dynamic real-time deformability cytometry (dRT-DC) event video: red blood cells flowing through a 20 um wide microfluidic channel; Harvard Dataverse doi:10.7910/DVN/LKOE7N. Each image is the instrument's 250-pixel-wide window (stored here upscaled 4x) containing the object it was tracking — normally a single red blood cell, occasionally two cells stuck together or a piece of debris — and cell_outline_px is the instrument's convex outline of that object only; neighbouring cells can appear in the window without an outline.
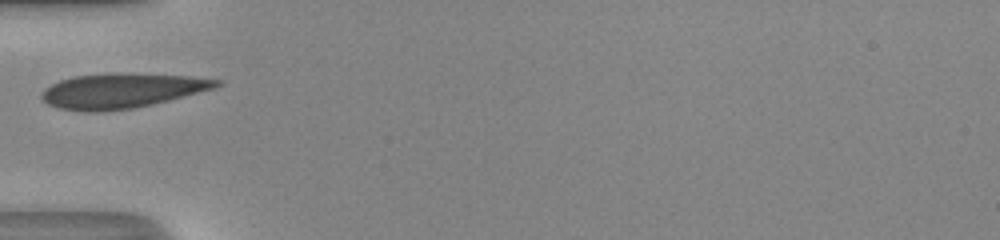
{"species": "human", "species_latin": "Homo sapiens", "temperature_condition": "room temperature", "stored_images_in_passage": 33, "camera_frame_rate_fps": 3000, "um_per_image_px": 0.085, "donor": {"sex": "male"}, "frame": {"image": 1, "passage_image": 1, "time_ms": 0.0, "image_size_px": [1000, 240], "cell_outline_px": [[224, 84], [216, 88], [152, 104], [132, 108], [104, 112], [84, 112], [60, 108], [48, 104], [40, 96], [44, 88], [60, 80], [72, 76], [188, 76], [224, 80]], "centroid_in_image_um": [10.34, 7.77], "position_along_channel_um": 74.7, "area_um2": 34.04}}
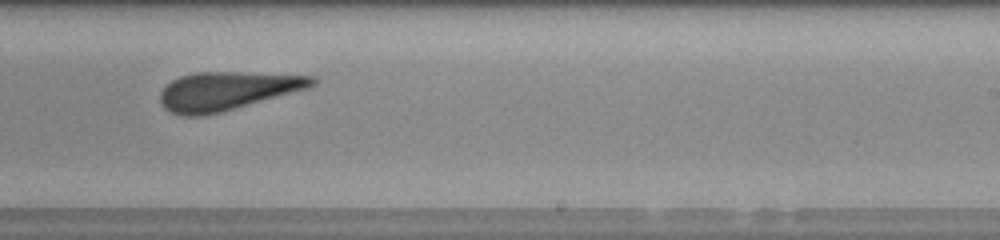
{"frame": {"image": 2, "passage_image": 15, "time_ms": 4.667, "image_size_px": [1000, 240], "cell_outline_px": [[320, 80], [316, 84], [308, 88], [220, 112], [200, 116], [180, 116], [168, 112], [160, 104], [160, 92], [172, 80], [180, 76], [196, 72], [236, 72], [316, 76]], "centroid_in_image_um": [19.28, 7.73], "position_along_channel_um": 269.7, "area_um2": 33.93}}
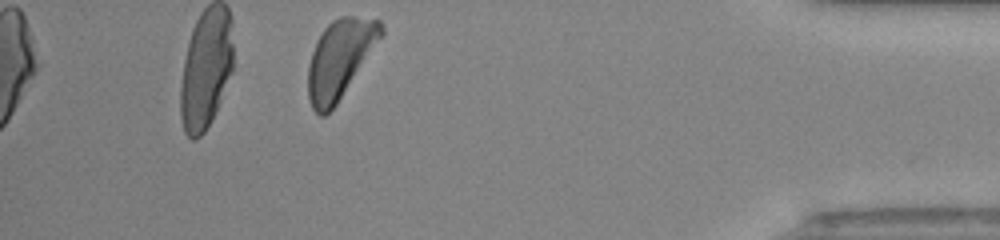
{"frame": {"image": 3, "passage_image": 28, "time_ms": 9.0, "image_size_px": [1000, 240], "cell_outline_px": [[384, 32], [336, 104], [324, 116], [320, 116], [312, 108], [308, 96], [308, 68], [312, 52], [324, 28], [332, 20], [340, 16], [352, 16], [380, 20], [384, 28]], "centroid_in_image_um": [28.87, 4.98], "position_along_channel_um": 406.3, "area_um2": 32.54}}